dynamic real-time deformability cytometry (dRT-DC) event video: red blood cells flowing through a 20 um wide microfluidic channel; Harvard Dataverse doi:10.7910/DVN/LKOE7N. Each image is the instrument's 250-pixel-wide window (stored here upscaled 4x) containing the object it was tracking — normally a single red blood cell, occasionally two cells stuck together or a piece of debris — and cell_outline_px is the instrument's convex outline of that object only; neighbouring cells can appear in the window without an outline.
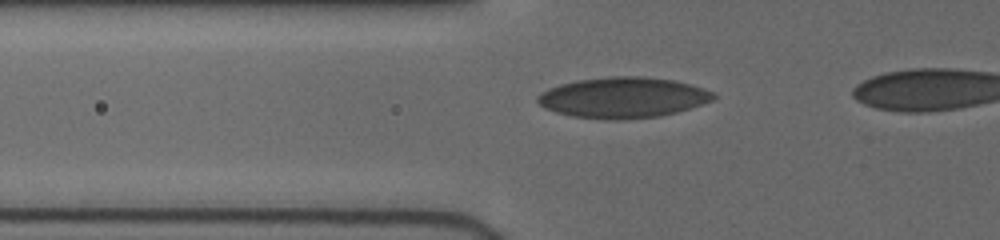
{"species": "human", "species_latin": "Homo sapiens", "temperature_condition": "cold", "stored_images_in_passage": 7, "camera_frame_rate_fps": 3000, "um_per_image_px": 0.085, "donor": {"sex": "female"}, "frame": {"image": 1, "passage_image": 4, "time_ms": 0.333, "image_size_px": [1000, 240], "cell_outline_px": [[716, 96], [712, 100], [676, 112], [660, 116], [624, 120], [604, 120], [572, 116], [556, 112], [544, 108], [536, 100], [536, 96], [540, 92], [548, 88], [560, 84], [576, 80], [612, 76], [644, 76], [676, 80], [692, 84], [716, 92]], "centroid_in_image_um": [52.94, 8.29], "position_along_channel_um": 72.9, "area_um2": 42.14}}